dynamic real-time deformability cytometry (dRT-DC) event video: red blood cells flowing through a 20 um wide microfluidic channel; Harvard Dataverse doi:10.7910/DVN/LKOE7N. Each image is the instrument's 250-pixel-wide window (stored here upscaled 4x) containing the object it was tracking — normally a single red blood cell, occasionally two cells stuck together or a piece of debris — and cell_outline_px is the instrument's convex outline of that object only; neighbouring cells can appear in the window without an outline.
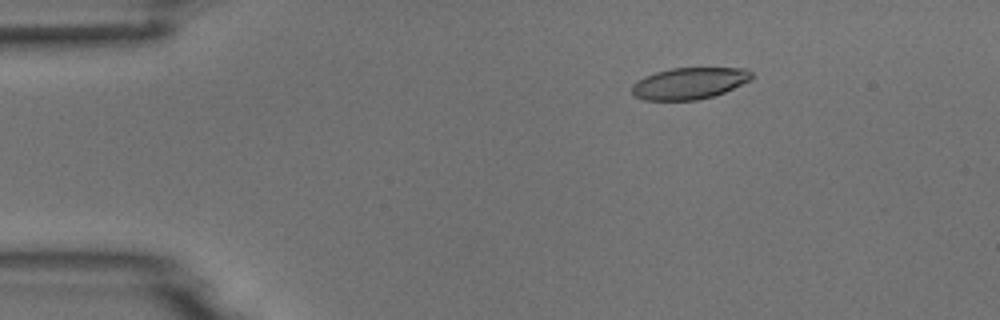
{"species": "common noctule bat (a hibernating species)", "species_latin": "Nyctalus noctula", "temperature_condition": "room temperature", "stored_images_in_passage": 5, "camera_frame_rate_fps": 3000, "um_per_image_px": 0.085, "animal": {"sex": "male", "body_mass_g": 18.8}, "frame": {"image": 1, "passage_image": 3, "time_ms": 2.333, "image_size_px": [1000, 320], "cell_outline_px": [[752, 80], [724, 92], [712, 96], [696, 100], [644, 100], [636, 96], [632, 92], [632, 84], [636, 80], [644, 76], [656, 72], [672, 68], [748, 68], [752, 72]], "centroid_in_image_um": [58.6, 7.07], "position_along_channel_um": 26.4, "area_um2": 22.08}}
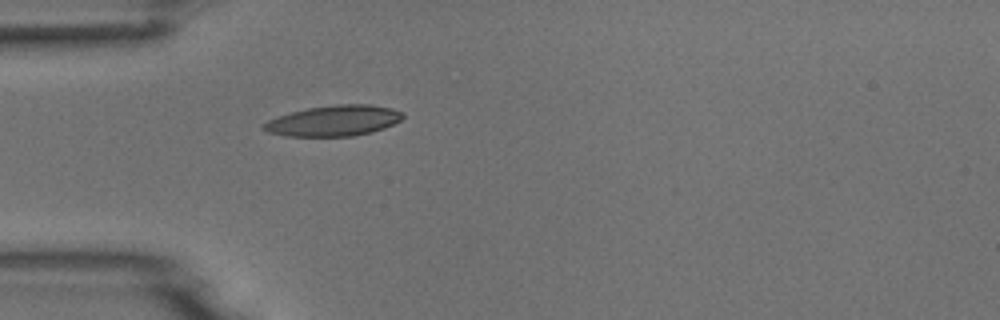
{"frame": {"image": 2, "passage_image": 5, "time_ms": 4.667, "image_size_px": [1000, 320], "cell_outline_px": [[404, 116], [400, 120], [384, 128], [372, 132], [352, 136], [288, 136], [268, 132], [260, 128], [268, 120], [292, 112], [308, 108], [336, 104], [372, 104], [392, 108], [404, 112]], "centroid_in_image_um": [28.41, 10.26], "position_along_channel_um": 56.6, "area_um2": 24.8}}